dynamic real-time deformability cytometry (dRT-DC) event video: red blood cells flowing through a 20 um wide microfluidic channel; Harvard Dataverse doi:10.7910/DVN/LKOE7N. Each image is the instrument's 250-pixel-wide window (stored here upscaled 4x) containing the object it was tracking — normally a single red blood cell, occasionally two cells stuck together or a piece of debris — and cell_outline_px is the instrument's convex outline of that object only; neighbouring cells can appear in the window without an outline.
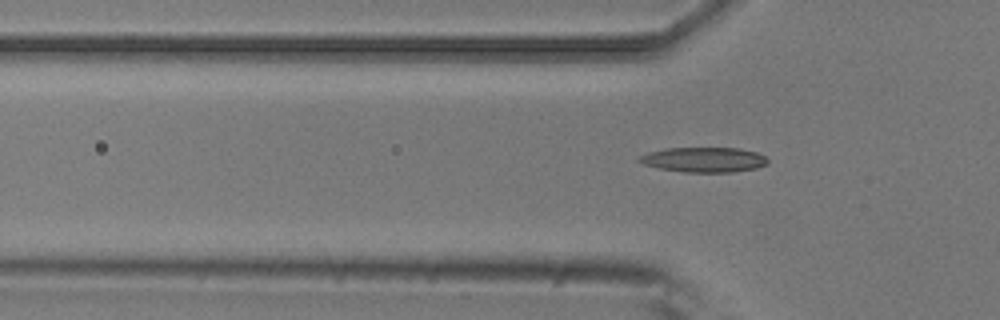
{"species": "common noctule bat (a hibernating species)", "species_latin": "Nyctalus noctula", "temperature_condition": "room temperature", "stored_images_in_passage": 6, "camera_frame_rate_fps": 3000, "um_per_image_px": 0.085, "animal": {"sex": "male", "body_mass_g": 20.5, "forearm_length_mm": 52.5}, "frame": {"image": 1, "passage_image": 6, "time_ms": 1.667, "image_size_px": [1000, 320], "cell_outline_px": [[768, 164], [756, 168], [732, 172], [684, 172], [660, 168], [644, 164], [636, 160], [636, 156], [648, 152], [664, 148], [740, 148], [756, 152], [764, 156], [768, 160]], "centroid_in_image_um": [59.8, 13.57], "position_along_channel_um": 66.0, "area_um2": 18.79}}